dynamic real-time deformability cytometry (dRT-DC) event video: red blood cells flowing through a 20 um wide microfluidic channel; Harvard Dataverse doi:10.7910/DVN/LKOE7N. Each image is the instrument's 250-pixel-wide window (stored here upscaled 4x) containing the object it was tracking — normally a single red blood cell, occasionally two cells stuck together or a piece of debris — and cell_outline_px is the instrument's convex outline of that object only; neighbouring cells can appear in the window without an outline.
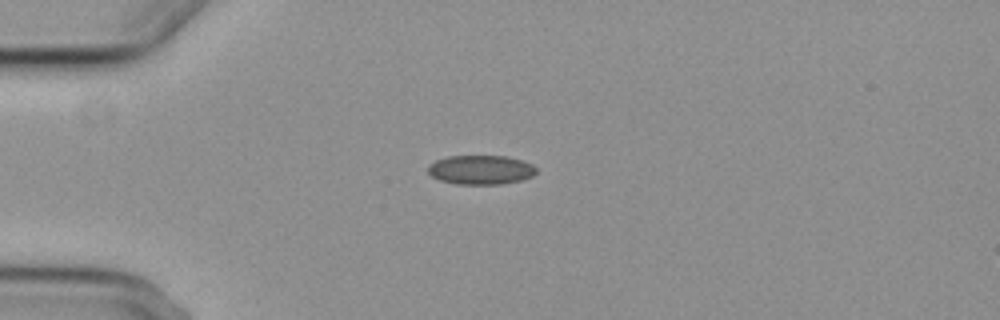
{"species": "common noctule bat (a hibernating species)", "species_latin": "Nyctalus noctula", "temperature_condition": "cold", "stored_images_in_passage": 4, "camera_frame_rate_fps": 3000, "um_per_image_px": 0.085, "animal": {"sex": "female", "body_mass_g": 29.2, "forearm_length_mm": 56.3}, "frame": {"image": 1, "passage_image": 1, "time_ms": 0.0, "image_size_px": [1000, 320], "cell_outline_px": [[536, 172], [532, 176], [520, 180], [500, 184], [456, 184], [440, 180], [432, 176], [428, 172], [428, 164], [436, 160], [448, 156], [504, 156], [520, 160], [532, 164], [536, 168]], "centroid_in_image_um": [40.84, 14.43], "position_along_channel_um": 44.2, "area_um2": 18.32}}
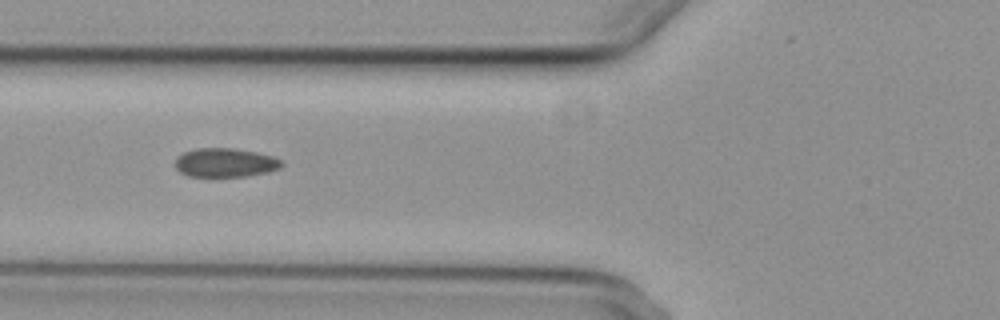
{"frame": {"image": 2, "passage_image": 3, "time_ms": 2.333, "image_size_px": [1000, 320], "cell_outline_px": [[284, 164], [280, 168], [268, 172], [248, 176], [188, 176], [180, 172], [176, 168], [176, 156], [184, 152], [196, 148], [232, 148], [256, 152], [272, 156], [280, 160]], "centroid_in_image_um": [19.14, 13.82], "position_along_channel_um": 106.7, "area_um2": 17.92}}
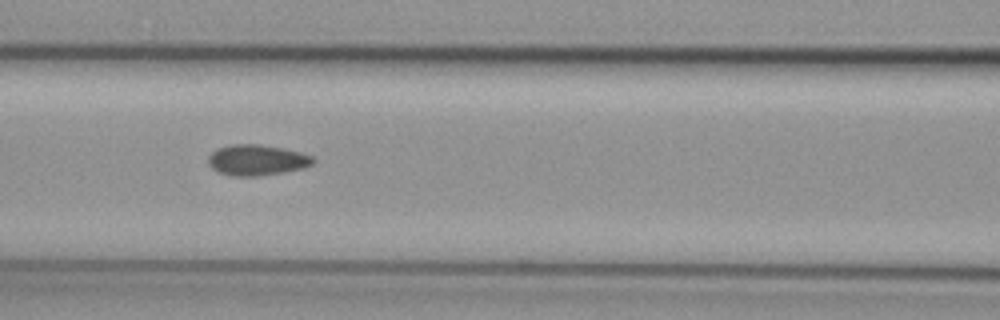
{"frame": {"image": 3, "passage_image": 4, "time_ms": 3.333, "image_size_px": [1000, 320], "cell_outline_px": [[316, 160], [312, 164], [304, 168], [284, 172], [256, 176], [232, 176], [220, 172], [212, 168], [208, 164], [208, 156], [216, 148], [232, 144], [260, 144], [300, 152], [312, 156]], "centroid_in_image_um": [21.82, 13.6], "position_along_channel_um": 144.8, "area_um2": 18.79}}